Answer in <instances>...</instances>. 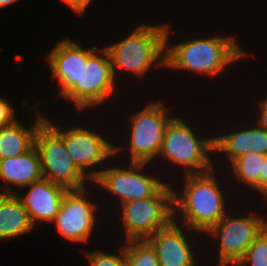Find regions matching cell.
<instances>
[{"label":"cell","mask_w":267,"mask_h":266,"mask_svg":"<svg viewBox=\"0 0 267 266\" xmlns=\"http://www.w3.org/2000/svg\"><path fill=\"white\" fill-rule=\"evenodd\" d=\"M122 246L126 266H160L154 248L146 240H129Z\"/></svg>","instance_id":"21"},{"label":"cell","mask_w":267,"mask_h":266,"mask_svg":"<svg viewBox=\"0 0 267 266\" xmlns=\"http://www.w3.org/2000/svg\"><path fill=\"white\" fill-rule=\"evenodd\" d=\"M0 178L6 183L0 193L6 194L18 192L10 184L23 188L42 179L40 157L35 146L22 155L0 160Z\"/></svg>","instance_id":"17"},{"label":"cell","mask_w":267,"mask_h":266,"mask_svg":"<svg viewBox=\"0 0 267 266\" xmlns=\"http://www.w3.org/2000/svg\"><path fill=\"white\" fill-rule=\"evenodd\" d=\"M17 1L19 0H0V9L16 4Z\"/></svg>","instance_id":"28"},{"label":"cell","mask_w":267,"mask_h":266,"mask_svg":"<svg viewBox=\"0 0 267 266\" xmlns=\"http://www.w3.org/2000/svg\"><path fill=\"white\" fill-rule=\"evenodd\" d=\"M262 99L258 101L259 103H257L259 105V119H257L256 122L267 131V96Z\"/></svg>","instance_id":"26"},{"label":"cell","mask_w":267,"mask_h":266,"mask_svg":"<svg viewBox=\"0 0 267 266\" xmlns=\"http://www.w3.org/2000/svg\"><path fill=\"white\" fill-rule=\"evenodd\" d=\"M173 191L166 182L153 196L120 205L125 241L146 240L174 220Z\"/></svg>","instance_id":"5"},{"label":"cell","mask_w":267,"mask_h":266,"mask_svg":"<svg viewBox=\"0 0 267 266\" xmlns=\"http://www.w3.org/2000/svg\"><path fill=\"white\" fill-rule=\"evenodd\" d=\"M35 228L18 196L0 193V240L17 238Z\"/></svg>","instance_id":"19"},{"label":"cell","mask_w":267,"mask_h":266,"mask_svg":"<svg viewBox=\"0 0 267 266\" xmlns=\"http://www.w3.org/2000/svg\"><path fill=\"white\" fill-rule=\"evenodd\" d=\"M64 3L77 13L78 15H84L86 9L89 7L91 0H62Z\"/></svg>","instance_id":"25"},{"label":"cell","mask_w":267,"mask_h":266,"mask_svg":"<svg viewBox=\"0 0 267 266\" xmlns=\"http://www.w3.org/2000/svg\"><path fill=\"white\" fill-rule=\"evenodd\" d=\"M142 108L131 116L129 122V161L150 163L158 158L166 127L174 116L168 115L169 108L163 101H150Z\"/></svg>","instance_id":"7"},{"label":"cell","mask_w":267,"mask_h":266,"mask_svg":"<svg viewBox=\"0 0 267 266\" xmlns=\"http://www.w3.org/2000/svg\"><path fill=\"white\" fill-rule=\"evenodd\" d=\"M264 160V154L255 152H248L235 159L230 165L239 184L241 182L260 193V172Z\"/></svg>","instance_id":"20"},{"label":"cell","mask_w":267,"mask_h":266,"mask_svg":"<svg viewBox=\"0 0 267 266\" xmlns=\"http://www.w3.org/2000/svg\"><path fill=\"white\" fill-rule=\"evenodd\" d=\"M116 79L113 73L108 51L98 48L83 62L80 83H76L63 97L71 101L77 110H86L105 104V100L113 97Z\"/></svg>","instance_id":"9"},{"label":"cell","mask_w":267,"mask_h":266,"mask_svg":"<svg viewBox=\"0 0 267 266\" xmlns=\"http://www.w3.org/2000/svg\"><path fill=\"white\" fill-rule=\"evenodd\" d=\"M179 224L174 217L168 226L146 239L154 248L160 266H196V251L187 237L190 232L185 233L184 226Z\"/></svg>","instance_id":"14"},{"label":"cell","mask_w":267,"mask_h":266,"mask_svg":"<svg viewBox=\"0 0 267 266\" xmlns=\"http://www.w3.org/2000/svg\"><path fill=\"white\" fill-rule=\"evenodd\" d=\"M34 146L39 154L43 178L68 190L87 188V177L66 151L64 140L44 122L35 135Z\"/></svg>","instance_id":"8"},{"label":"cell","mask_w":267,"mask_h":266,"mask_svg":"<svg viewBox=\"0 0 267 266\" xmlns=\"http://www.w3.org/2000/svg\"><path fill=\"white\" fill-rule=\"evenodd\" d=\"M260 194H262L265 200L267 199V155H265L264 164L260 172Z\"/></svg>","instance_id":"27"},{"label":"cell","mask_w":267,"mask_h":266,"mask_svg":"<svg viewBox=\"0 0 267 266\" xmlns=\"http://www.w3.org/2000/svg\"><path fill=\"white\" fill-rule=\"evenodd\" d=\"M147 164L149 166V163L129 162L127 167H106L101 169L92 186L95 189L100 185L101 189L105 188L108 193L117 196L120 205L153 196L166 182L152 174H145L143 169H147Z\"/></svg>","instance_id":"11"},{"label":"cell","mask_w":267,"mask_h":266,"mask_svg":"<svg viewBox=\"0 0 267 266\" xmlns=\"http://www.w3.org/2000/svg\"><path fill=\"white\" fill-rule=\"evenodd\" d=\"M33 124L27 128L18 120L0 128V160L19 156L34 146L35 135L39 127L45 122L46 115L42 111H35Z\"/></svg>","instance_id":"18"},{"label":"cell","mask_w":267,"mask_h":266,"mask_svg":"<svg viewBox=\"0 0 267 266\" xmlns=\"http://www.w3.org/2000/svg\"><path fill=\"white\" fill-rule=\"evenodd\" d=\"M97 49V46L84 49L71 38H66L53 47L45 58L48 60L52 79H57L61 86L57 96L62 98L76 83H80L83 62H87Z\"/></svg>","instance_id":"13"},{"label":"cell","mask_w":267,"mask_h":266,"mask_svg":"<svg viewBox=\"0 0 267 266\" xmlns=\"http://www.w3.org/2000/svg\"><path fill=\"white\" fill-rule=\"evenodd\" d=\"M15 108L4 97H0V128L12 124L17 118H15Z\"/></svg>","instance_id":"24"},{"label":"cell","mask_w":267,"mask_h":266,"mask_svg":"<svg viewBox=\"0 0 267 266\" xmlns=\"http://www.w3.org/2000/svg\"><path fill=\"white\" fill-rule=\"evenodd\" d=\"M45 122L64 140L66 151L80 170L89 177L91 185L102 171L97 170L98 166L124 150L123 147L110 143L100 132L89 131L82 126L67 129L64 125L53 124L47 117Z\"/></svg>","instance_id":"6"},{"label":"cell","mask_w":267,"mask_h":266,"mask_svg":"<svg viewBox=\"0 0 267 266\" xmlns=\"http://www.w3.org/2000/svg\"><path fill=\"white\" fill-rule=\"evenodd\" d=\"M87 190V188L68 190L52 222L55 223L57 232L61 236L75 243L87 242L96 227L98 208L95 202L89 199Z\"/></svg>","instance_id":"12"},{"label":"cell","mask_w":267,"mask_h":266,"mask_svg":"<svg viewBox=\"0 0 267 266\" xmlns=\"http://www.w3.org/2000/svg\"><path fill=\"white\" fill-rule=\"evenodd\" d=\"M28 187V193L19 194L18 192L16 195L28 211L35 227L44 221L52 223L60 210L62 199L68 189L46 178L34 181L24 188Z\"/></svg>","instance_id":"15"},{"label":"cell","mask_w":267,"mask_h":266,"mask_svg":"<svg viewBox=\"0 0 267 266\" xmlns=\"http://www.w3.org/2000/svg\"><path fill=\"white\" fill-rule=\"evenodd\" d=\"M267 266V226L249 246L235 266Z\"/></svg>","instance_id":"22"},{"label":"cell","mask_w":267,"mask_h":266,"mask_svg":"<svg viewBox=\"0 0 267 266\" xmlns=\"http://www.w3.org/2000/svg\"><path fill=\"white\" fill-rule=\"evenodd\" d=\"M211 153H214V137H198L186 119L176 116L166 127L158 157L181 166L183 175H187L213 170Z\"/></svg>","instance_id":"4"},{"label":"cell","mask_w":267,"mask_h":266,"mask_svg":"<svg viewBox=\"0 0 267 266\" xmlns=\"http://www.w3.org/2000/svg\"><path fill=\"white\" fill-rule=\"evenodd\" d=\"M214 169L205 173L183 175L185 184L182 193L173 191L174 217L181 215V224L187 231L199 235L204 232L206 236L228 212Z\"/></svg>","instance_id":"2"},{"label":"cell","mask_w":267,"mask_h":266,"mask_svg":"<svg viewBox=\"0 0 267 266\" xmlns=\"http://www.w3.org/2000/svg\"><path fill=\"white\" fill-rule=\"evenodd\" d=\"M167 25L141 24L121 41L104 47L109 53L115 79L120 69L143 78L153 65L165 67Z\"/></svg>","instance_id":"3"},{"label":"cell","mask_w":267,"mask_h":266,"mask_svg":"<svg viewBox=\"0 0 267 266\" xmlns=\"http://www.w3.org/2000/svg\"><path fill=\"white\" fill-rule=\"evenodd\" d=\"M118 254H110L97 250L84 252L89 266H126L123 246L118 248Z\"/></svg>","instance_id":"23"},{"label":"cell","mask_w":267,"mask_h":266,"mask_svg":"<svg viewBox=\"0 0 267 266\" xmlns=\"http://www.w3.org/2000/svg\"><path fill=\"white\" fill-rule=\"evenodd\" d=\"M252 211L242 217L229 212L208 232L207 235L219 239V266H235L256 237L267 226L264 216ZM229 215V216H228ZM258 215V216H257ZM260 215V216H259Z\"/></svg>","instance_id":"10"},{"label":"cell","mask_w":267,"mask_h":266,"mask_svg":"<svg viewBox=\"0 0 267 266\" xmlns=\"http://www.w3.org/2000/svg\"><path fill=\"white\" fill-rule=\"evenodd\" d=\"M216 152L224 153L230 164L248 152L267 155V131L254 122L248 128L214 136V153Z\"/></svg>","instance_id":"16"},{"label":"cell","mask_w":267,"mask_h":266,"mask_svg":"<svg viewBox=\"0 0 267 266\" xmlns=\"http://www.w3.org/2000/svg\"><path fill=\"white\" fill-rule=\"evenodd\" d=\"M170 27L166 30L165 67L180 69L201 74L202 76L216 77L225 71L227 66L248 56L240 48L235 37L208 36L206 38H191L180 41L178 44H169ZM171 45V46H170Z\"/></svg>","instance_id":"1"}]
</instances>
